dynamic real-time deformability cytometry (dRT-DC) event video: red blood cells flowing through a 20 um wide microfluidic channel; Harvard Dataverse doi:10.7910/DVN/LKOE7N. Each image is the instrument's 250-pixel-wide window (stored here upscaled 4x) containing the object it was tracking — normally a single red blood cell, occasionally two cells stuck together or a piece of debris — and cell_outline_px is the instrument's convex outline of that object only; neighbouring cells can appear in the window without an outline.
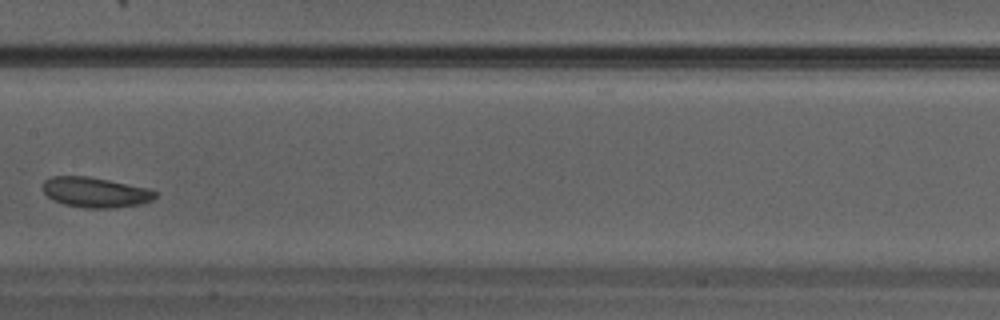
{"species": "Egyptian fruit bat (a non-hibernating species)", "species_latin": "Rousettus aegyptiacus", "temperature_condition": "warm", "stored_images_in_passage": 30, "camera_frame_rate_fps": 3000, "um_per_image_px": 0.085, "animal": {"sex": "male"}, "frame": {"image": 1, "passage_image": 13, "time_ms": 4.0, "image_size_px": [1000, 320], "cell_outline_px": [[156, 196], [152, 200], [140, 204], [112, 208], [84, 208], [64, 204], [52, 200], [44, 192], [44, 180], [52, 176], [88, 176], [148, 188], [156, 192]], "centroid_in_image_um": [8.09, 16.35], "position_along_channel_um": 199.3, "area_um2": 19.65}}
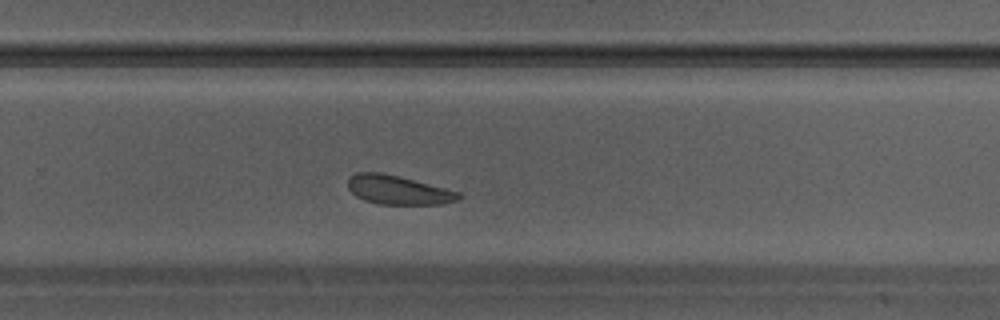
{"frame": {"image": 2, "passage_image": 18, "time_ms": 5.667, "image_size_px": [1000, 320], "cell_outline_px": [[464, 196], [460, 200], [440, 204], [380, 204], [364, 200], [356, 196], [348, 188], [348, 176], [356, 172], [380, 172], [460, 192]], "centroid_in_image_um": [33.83, 16.15], "position_along_channel_um": 296.0, "area_um2": 18.55}}